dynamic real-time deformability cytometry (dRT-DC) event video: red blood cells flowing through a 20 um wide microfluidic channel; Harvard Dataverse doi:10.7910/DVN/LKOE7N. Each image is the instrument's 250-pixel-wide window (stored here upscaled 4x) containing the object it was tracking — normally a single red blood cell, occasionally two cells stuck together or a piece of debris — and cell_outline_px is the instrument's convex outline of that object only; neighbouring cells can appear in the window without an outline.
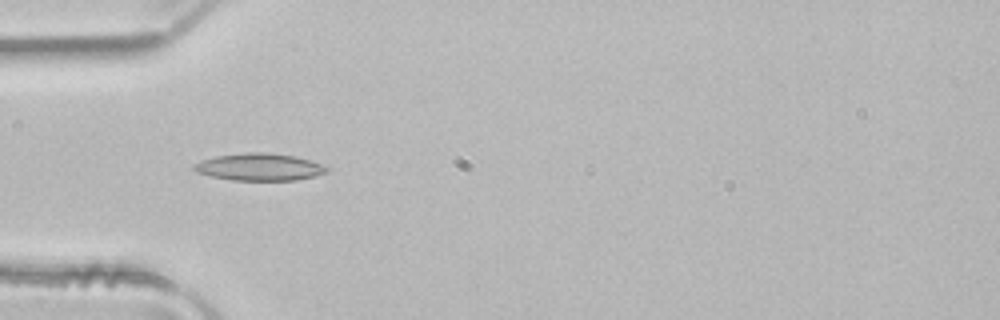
{"species": "common noctule bat (a hibernating species)", "species_latin": "Nyctalus noctula", "temperature_condition": "room temperature", "stored_images_in_passage": 38, "camera_frame_rate_fps": 3000, "um_per_image_px": 0.085, "animal": {"sex": "male", "body_mass_g": 21.5, "forearm_length_mm": 52.0}, "frame": {"image": 1, "passage_image": 3, "time_ms": 0.667, "image_size_px": [1000, 320], "cell_outline_px": [[328, 168], [324, 172], [316, 176], [296, 180], [232, 180], [212, 176], [196, 172], [192, 168], [192, 164], [200, 160], [216, 156], [248, 152], [268, 152], [296, 156], [320, 164]], "centroid_in_image_um": [21.99, 14.19], "position_along_channel_um": 63.0, "area_um2": 20.98}}
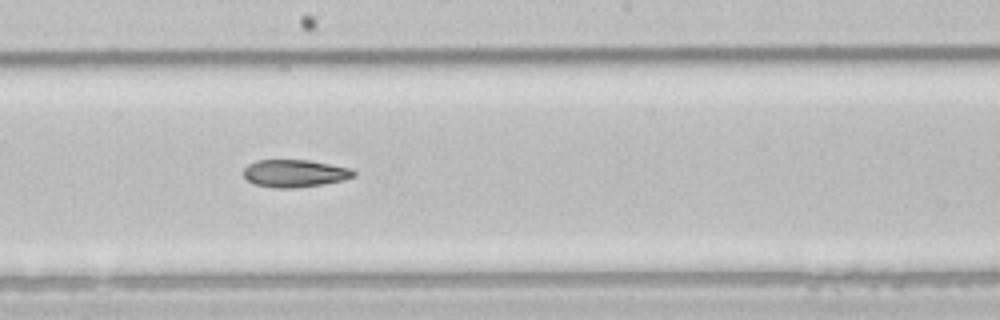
{"frame": {"image": 2, "passage_image": 15, "time_ms": 4.667, "image_size_px": [1000, 320], "cell_outline_px": [[356, 176], [344, 180], [324, 184], [296, 188], [276, 188], [252, 184], [244, 176], [244, 168], [248, 164], [256, 160], [308, 160], [352, 168], [356, 172]], "centroid_in_image_um": [25.07, 14.74], "position_along_channel_um": 223.1, "area_um2": 17.86}}
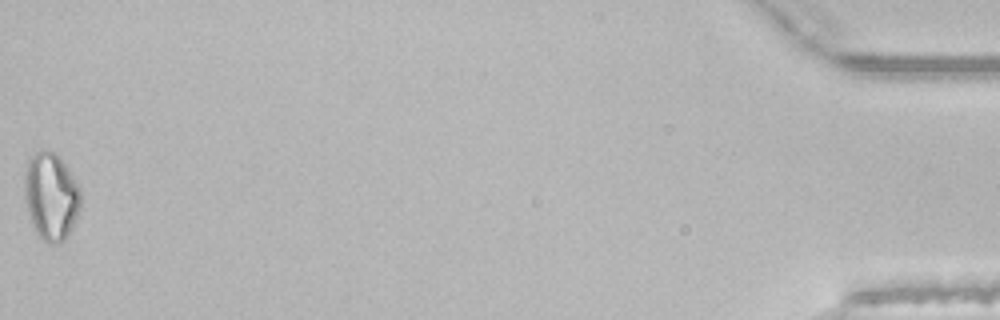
{"frame": {"image": 3, "passage_image": 38, "time_ms": 12.333, "image_size_px": [1000, 320], "cell_outline_px": [[80, 208], [72, 228], [68, 236], [60, 244], [48, 244], [36, 232], [32, 224], [28, 212], [24, 196], [24, 176], [28, 160], [40, 148], [52, 152], [64, 164], [80, 188]], "centroid_in_image_um": [4.32, 16.72], "position_along_channel_um": 430.9, "area_um2": 28.5}}